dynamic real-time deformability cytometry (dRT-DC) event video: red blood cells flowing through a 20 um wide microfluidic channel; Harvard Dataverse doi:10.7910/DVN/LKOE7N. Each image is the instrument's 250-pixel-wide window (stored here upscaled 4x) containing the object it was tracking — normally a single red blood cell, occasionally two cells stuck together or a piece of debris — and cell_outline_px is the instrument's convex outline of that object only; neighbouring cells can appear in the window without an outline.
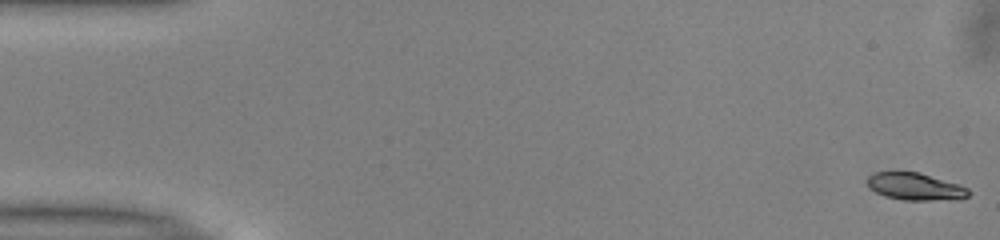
{"species": "common noctule bat (a hibernating species)", "species_latin": "Nyctalus noctula", "temperature_condition": "warm", "stored_images_in_passage": 52, "segment_of_instrument_passage": [1, 2], "camera_frame_rate_fps": 3000, "um_per_image_px": 0.085, "animal": {"sex": "male", "body_mass_g": 13.0, "forearm_length_mm": 53.1}, "frame": {"image": 1, "passage_image": 1, "time_ms": 0.0, "image_size_px": [1000, 240], "cell_outline_px": [[972, 192], [968, 196], [960, 200], [904, 200], [884, 196], [868, 188], [868, 176], [876, 172], [920, 172], [968, 188]], "centroid_in_image_um": [77.82, 15.87], "position_along_channel_um": 7.2, "area_um2": 16.13}}
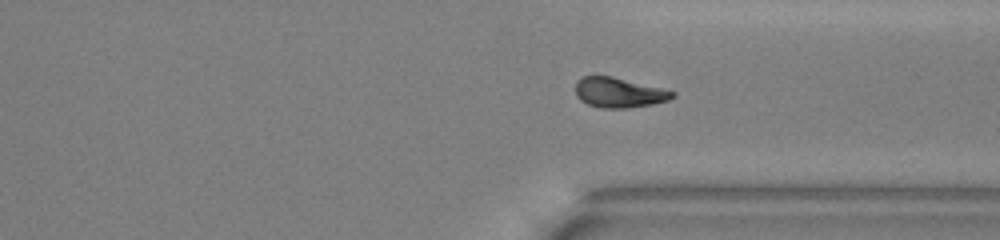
{"frame": {"image": 2, "passage_image": 38, "time_ms": 12.333, "image_size_px": [1000, 240], "cell_outline_px": [[676, 96], [668, 100], [652, 104], [628, 108], [600, 108], [588, 104], [580, 100], [576, 96], [576, 80], [580, 76], [612, 76], [676, 92]], "centroid_in_image_um": [52.58, 7.87], "position_along_channel_um": 358.8, "area_um2": 16.94}}
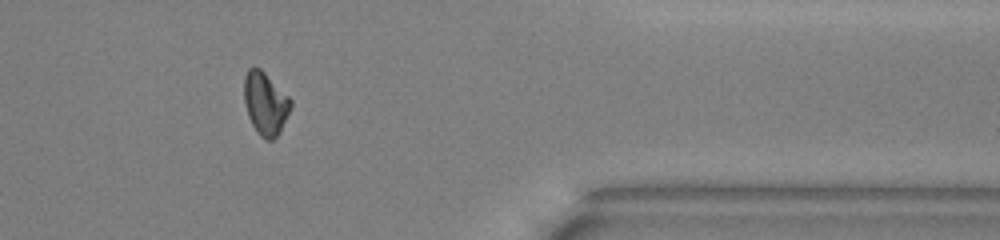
{"frame": {"image": 3, "passage_image": 42, "time_ms": 13.667, "image_size_px": [1000, 240], "cell_outline_px": [[292, 104], [280, 132], [272, 140], [268, 140], [260, 136], [256, 132], [248, 116], [244, 100], [244, 76], [248, 68], [260, 68], [292, 100]], "centroid_in_image_um": [22.54, 8.8], "position_along_channel_um": 388.9, "area_um2": 16.88}}